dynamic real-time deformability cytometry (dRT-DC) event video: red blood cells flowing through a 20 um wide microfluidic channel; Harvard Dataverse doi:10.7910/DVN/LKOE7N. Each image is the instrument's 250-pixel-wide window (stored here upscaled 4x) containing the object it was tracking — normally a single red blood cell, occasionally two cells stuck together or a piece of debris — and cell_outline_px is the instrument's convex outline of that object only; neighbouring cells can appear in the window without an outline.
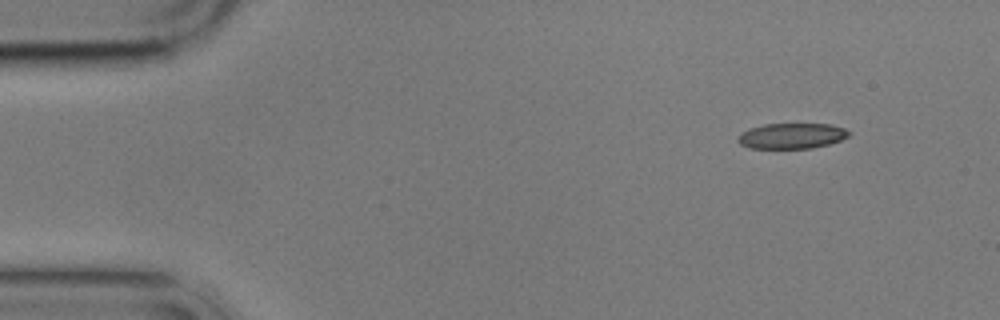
{"species": "common noctule bat (a hibernating species)", "species_latin": "Nyctalus noctula", "temperature_condition": "cold", "stored_images_in_passage": 4, "camera_frame_rate_fps": 3000, "um_per_image_px": 0.085, "animal": {"sex": "male", "body_mass_g": 17.9}, "frame": {"image": 1, "passage_image": 1, "time_ms": 0.0, "image_size_px": [1000, 320], "cell_outline_px": [[852, 132], [848, 136], [840, 140], [828, 144], [812, 148], [748, 148], [740, 144], [736, 140], [748, 128], [764, 124], [832, 124], [844, 128]], "centroid_in_image_um": [67.31, 11.54], "position_along_channel_um": 17.7, "area_um2": 16.47}}
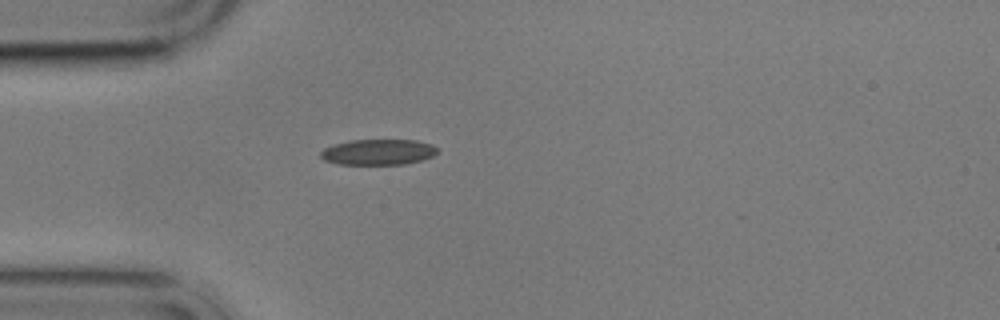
{"frame": {"image": 2, "passage_image": 4, "time_ms": 3.333, "image_size_px": [1000, 320], "cell_outline_px": [[440, 148], [432, 156], [424, 160], [404, 164], [336, 164], [324, 160], [320, 156], [320, 152], [324, 148], [332, 144], [348, 140], [416, 140], [432, 144]], "centroid_in_image_um": [32.14, 12.92], "position_along_channel_um": 52.9, "area_um2": 17.69}}